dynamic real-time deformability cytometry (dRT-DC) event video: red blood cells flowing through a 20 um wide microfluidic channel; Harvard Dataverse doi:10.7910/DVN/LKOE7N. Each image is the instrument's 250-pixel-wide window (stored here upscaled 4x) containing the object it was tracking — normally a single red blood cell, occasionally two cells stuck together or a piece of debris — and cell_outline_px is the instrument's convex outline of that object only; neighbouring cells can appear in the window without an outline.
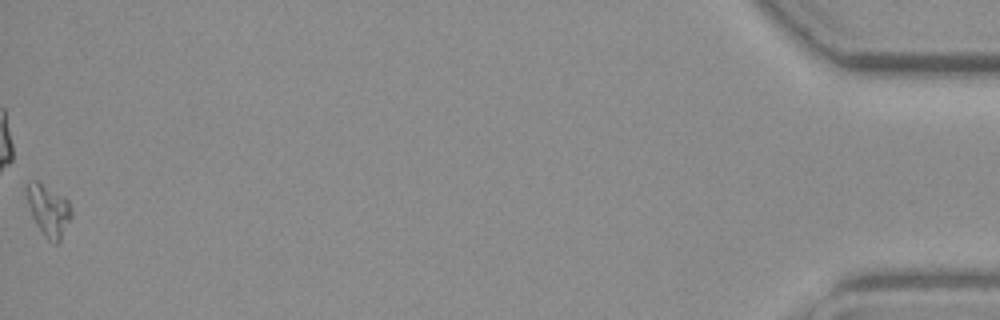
{"species": "common noctule bat (a hibernating species)", "species_latin": "Nyctalus noctula", "temperature_condition": "warm", "stored_images_in_passage": 37, "camera_frame_rate_fps": 3000, "um_per_image_px": 0.085, "animal": {"sex": "female", "body_mass_g": 19.3, "forearm_length_mm": 54.1}, "frame": {"image": 1, "passage_image": 37, "time_ms": 12.0, "image_size_px": [1000, 320], "cell_outline_px": [[72, 216], [60, 244], [56, 244], [48, 240], [44, 236], [36, 224], [32, 216], [28, 204], [28, 180], [36, 180], [64, 196], [68, 200], [72, 212]], "centroid_in_image_um": [4.17, 17.92], "position_along_channel_um": 431.0, "area_um2": 13.47}}